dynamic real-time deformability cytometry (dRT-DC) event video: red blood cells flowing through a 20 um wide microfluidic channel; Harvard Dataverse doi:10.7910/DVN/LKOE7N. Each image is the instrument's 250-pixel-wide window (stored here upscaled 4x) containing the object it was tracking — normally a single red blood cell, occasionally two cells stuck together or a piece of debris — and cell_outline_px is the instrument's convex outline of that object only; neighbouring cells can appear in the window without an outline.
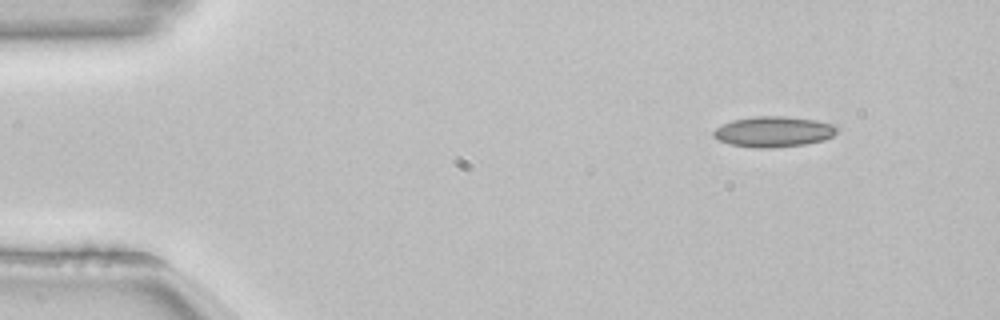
{"species": "common noctule bat (a hibernating species)", "species_latin": "Nyctalus noctula", "temperature_condition": "room temperature", "stored_images_in_passage": 3, "camera_frame_rate_fps": 3000, "um_per_image_px": 0.085, "animal": {"sex": "female", "body_mass_g": 22.7, "forearm_length_mm": 54.2}, "frame": {"image": 1, "passage_image": 1, "time_ms": 0.0, "image_size_px": [1000, 320], "cell_outline_px": [[840, 128], [832, 136], [824, 140], [804, 144], [772, 148], [756, 148], [728, 144], [712, 136], [712, 132], [716, 128], [732, 120], [756, 116], [784, 116], [816, 120], [836, 124]], "centroid_in_image_um": [65.78, 11.19], "position_along_channel_um": 19.2, "area_um2": 22.14}}